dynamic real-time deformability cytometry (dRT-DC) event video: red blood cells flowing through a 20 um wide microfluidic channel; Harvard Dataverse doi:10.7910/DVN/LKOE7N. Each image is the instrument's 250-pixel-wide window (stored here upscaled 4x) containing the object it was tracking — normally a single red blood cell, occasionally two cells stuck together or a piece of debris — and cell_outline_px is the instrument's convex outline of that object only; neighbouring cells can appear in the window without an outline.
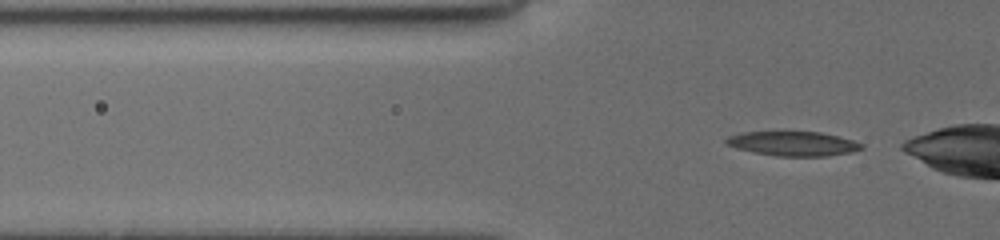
{"species": "common noctule bat (a hibernating species)", "species_latin": "Nyctalus noctula", "temperature_condition": "cold", "stored_images_in_passage": 12, "camera_frame_rate_fps": 3000, "um_per_image_px": 0.085, "animal": {"sex": "female", "body_mass_g": 19.5, "forearm_length_mm": 54.1}, "frame": {"image": 1, "passage_image": 3, "time_ms": 0.333, "image_size_px": [1000, 240], "cell_outline_px": [[864, 148], [852, 152], [828, 156], [776, 156], [752, 152], [736, 148], [724, 144], [724, 140], [728, 136], [740, 132], [820, 132], [852, 140], [864, 144]], "centroid_in_image_um": [67.38, 12.21], "position_along_channel_um": 58.4, "area_um2": 19.36}}